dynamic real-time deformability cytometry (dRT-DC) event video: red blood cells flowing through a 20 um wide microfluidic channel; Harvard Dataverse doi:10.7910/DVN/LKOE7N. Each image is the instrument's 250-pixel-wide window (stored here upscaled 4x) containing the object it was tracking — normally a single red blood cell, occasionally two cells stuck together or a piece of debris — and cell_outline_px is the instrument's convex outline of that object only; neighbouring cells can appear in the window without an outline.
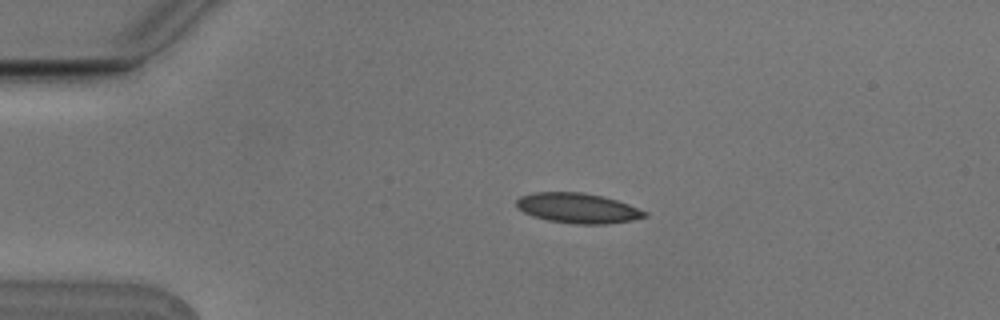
{"species": "Egyptian fruit bat (a non-hibernating species)", "species_latin": "Rousettus aegyptiacus", "temperature_condition": "cold", "stored_images_in_passage": 7, "camera_frame_rate_fps": 3000, "um_per_image_px": 0.085, "animal": {"sex": "male"}, "frame": {"image": 1, "passage_image": 3, "time_ms": 0.667, "image_size_px": [1000, 320], "cell_outline_px": [[648, 216], [632, 220], [604, 224], [576, 224], [548, 220], [532, 216], [516, 208], [516, 200], [520, 196], [532, 192], [584, 192], [604, 196], [628, 204], [648, 212]], "centroid_in_image_um": [49.09, 17.68], "position_along_channel_um": 35.9, "area_um2": 22.6}}
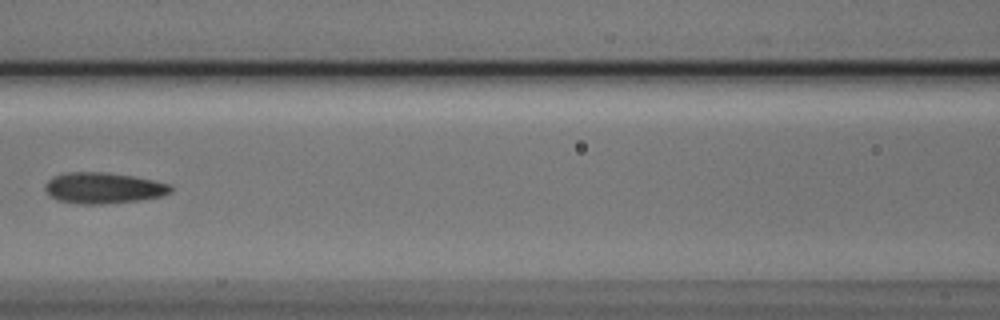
{"frame": {"image": 2, "passage_image": 6, "time_ms": 1.667, "image_size_px": [1000, 320], "cell_outline_px": [[172, 192], [160, 196], [140, 200], [104, 204], [76, 204], [56, 200], [48, 196], [44, 188], [44, 184], [52, 176], [68, 172], [104, 172], [132, 176], [152, 180], [168, 184], [172, 188]], "centroid_in_image_um": [8.71, 15.99], "position_along_channel_um": 157.9, "area_um2": 22.83}}
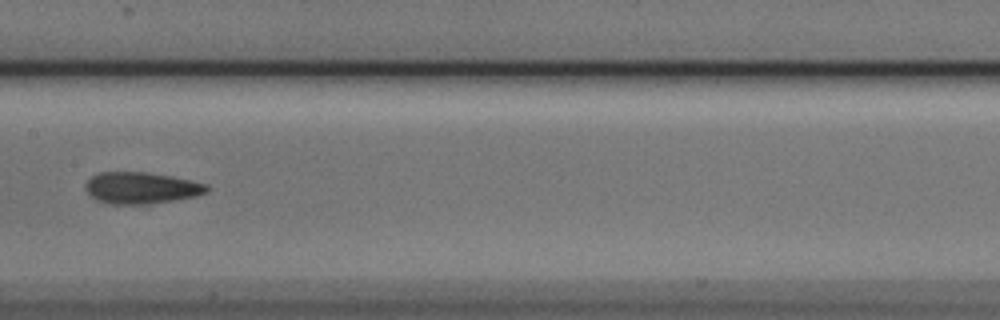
{"frame": {"image": 3, "passage_image": 7, "time_ms": 2.0, "image_size_px": [1000, 320], "cell_outline_px": [[208, 192], [196, 196], [172, 200], [144, 204], [108, 204], [96, 200], [84, 188], [88, 180], [92, 176], [100, 172], [148, 172], [172, 176], [208, 184]], "centroid_in_image_um": [12.0, 15.97], "position_along_channel_um": 195.4, "area_um2": 22.25}}